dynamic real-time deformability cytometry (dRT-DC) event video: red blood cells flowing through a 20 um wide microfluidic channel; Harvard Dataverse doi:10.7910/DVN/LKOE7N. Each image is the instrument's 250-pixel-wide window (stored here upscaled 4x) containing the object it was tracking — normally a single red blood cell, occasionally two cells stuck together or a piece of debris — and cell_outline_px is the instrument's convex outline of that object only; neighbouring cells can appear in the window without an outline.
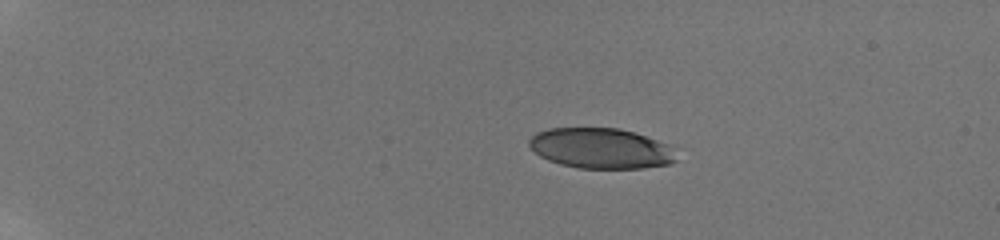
{"species": "human", "species_latin": "Homo sapiens", "temperature_condition": "room temperature", "stored_images_in_passage": 7, "camera_frame_rate_fps": 3000, "um_per_image_px": 0.085, "donor": {"sex": "male"}, "frame": {"image": 1, "passage_image": 1, "time_ms": 0.0, "image_size_px": [1000, 240], "cell_outline_px": [[676, 160], [668, 164], [644, 168], [576, 168], [560, 164], [548, 160], [540, 156], [528, 144], [528, 140], [536, 132], [548, 128], [620, 128], [668, 144]], "centroid_in_image_um": [51.01, 12.61], "position_along_channel_um": 34.0, "area_um2": 34.39}}